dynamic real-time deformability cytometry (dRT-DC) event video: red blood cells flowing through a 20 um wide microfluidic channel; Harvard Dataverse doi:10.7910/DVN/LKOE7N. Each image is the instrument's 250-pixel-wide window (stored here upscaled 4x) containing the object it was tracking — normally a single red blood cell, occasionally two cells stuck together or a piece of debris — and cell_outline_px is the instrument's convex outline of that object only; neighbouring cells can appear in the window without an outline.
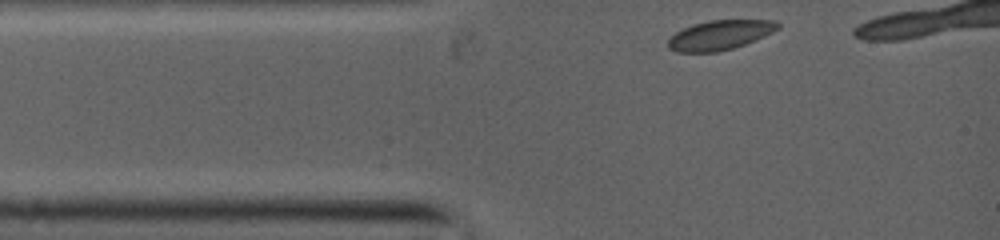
{"species": "common noctule bat (a hibernating species)", "species_latin": "Nyctalus noctula", "temperature_condition": "warm", "stored_images_in_passage": 23, "camera_frame_rate_fps": 5000, "um_per_image_px": 0.085, "animal": {"sex": "female", "body_mass_g": 19.0, "forearm_length_mm": 53.3}, "frame": {"image": 1, "passage_image": 1, "time_ms": 0.0, "image_size_px": [1000, 240], "cell_outline_px": [[780, 24], [776, 28], [744, 44], [732, 48], [716, 52], [676, 52], [668, 48], [668, 40], [676, 32], [692, 24], [708, 20], [776, 20]], "centroid_in_image_um": [61.1, 2.97], "position_along_channel_um": 23.9, "area_um2": 18.44}}
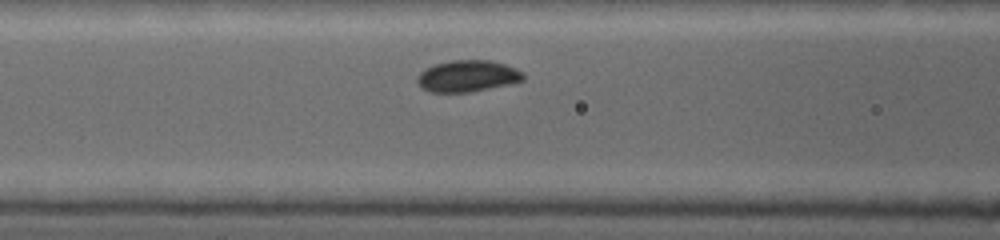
{"frame": {"image": 2, "passage_image": 16, "time_ms": 2.8, "image_size_px": [1000, 240], "cell_outline_px": [[524, 80], [468, 92], [432, 92], [424, 88], [416, 80], [420, 72], [436, 64], [448, 60], [492, 60], [516, 68], [524, 76]], "centroid_in_image_um": [39.73, 6.45], "position_along_channel_um": 126.9, "area_um2": 19.02}}
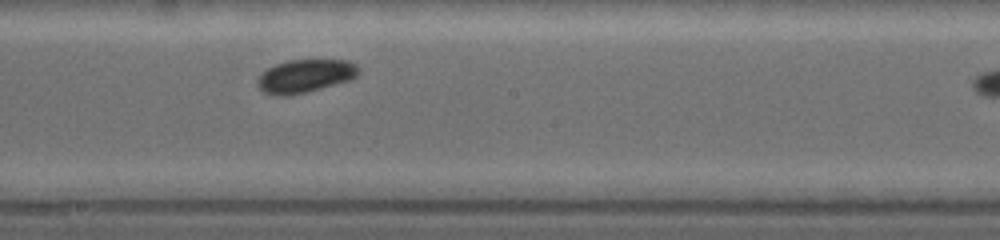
{"frame": {"image": 3, "passage_image": 22, "time_ms": 5.0, "image_size_px": [1000, 240], "cell_outline_px": [[356, 76], [348, 80], [304, 92], [264, 92], [260, 88], [260, 76], [268, 68], [276, 64], [288, 60], [348, 60], [356, 64]], "centroid_in_image_um": [26.0, 6.39], "position_along_channel_um": 222.2, "area_um2": 18.09}}